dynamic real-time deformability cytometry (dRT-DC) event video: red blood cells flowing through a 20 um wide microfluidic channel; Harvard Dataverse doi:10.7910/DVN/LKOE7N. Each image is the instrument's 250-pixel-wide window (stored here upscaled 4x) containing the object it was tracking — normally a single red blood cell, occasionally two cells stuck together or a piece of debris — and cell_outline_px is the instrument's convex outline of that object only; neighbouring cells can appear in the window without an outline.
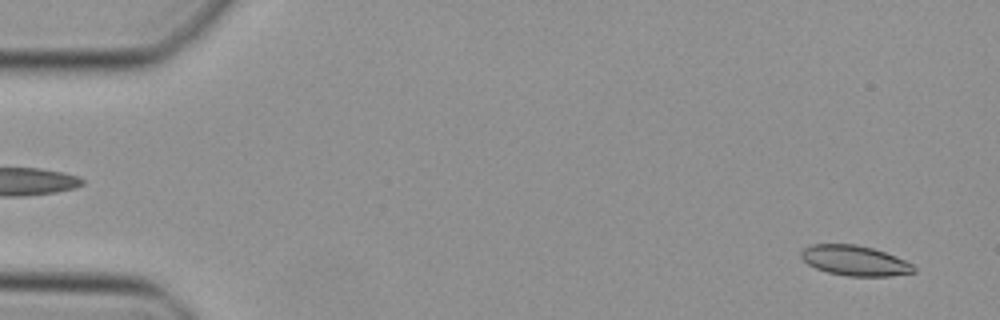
{"species": "Egyptian fruit bat (a non-hibernating species)", "species_latin": "Rousettus aegyptiacus", "temperature_condition": "cold", "stored_images_in_passage": 47, "camera_frame_rate_fps": 3000, "um_per_image_px": 0.085, "animal": {"sex": "female"}, "frame": {"image": 1, "passage_image": 2, "time_ms": 0.333, "image_size_px": [1000, 320], "cell_outline_px": [[916, 272], [892, 276], [848, 276], [828, 272], [816, 268], [808, 264], [800, 256], [800, 252], [804, 248], [812, 244], [856, 244], [872, 248], [896, 256], [912, 264], [916, 268]], "centroid_in_image_um": [72.66, 22.15], "position_along_channel_um": 12.3, "area_um2": 19.77}}
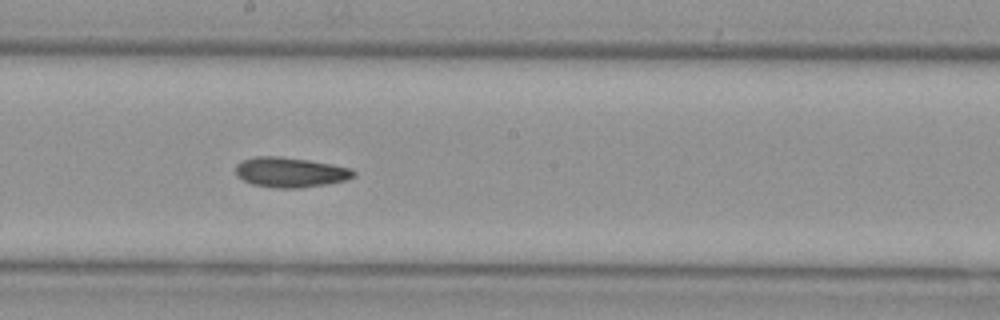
{"frame": {"image": 2, "passage_image": 26, "time_ms": 8.333, "image_size_px": [1000, 320], "cell_outline_px": [[356, 176], [344, 180], [328, 184], [300, 188], [276, 188], [252, 184], [236, 176], [236, 164], [244, 160], [256, 156], [280, 156], [308, 160], [332, 164], [352, 168], [356, 172]], "centroid_in_image_um": [24.69, 14.64], "position_along_channel_um": 223.5, "area_um2": 20.69}}
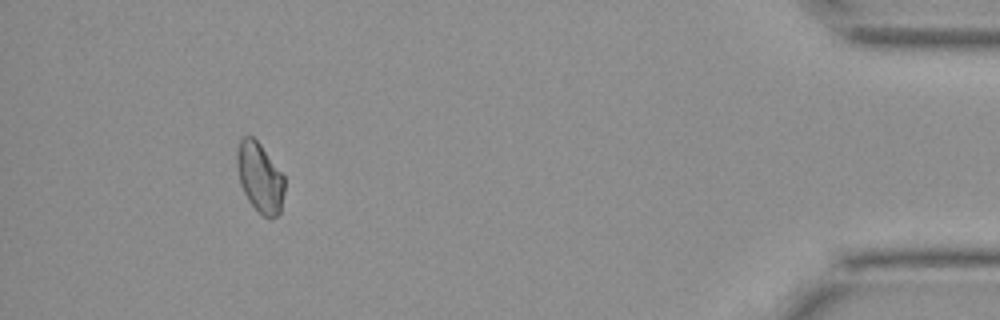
{"frame": {"image": 3, "passage_image": 44, "time_ms": 14.333, "image_size_px": [1000, 320], "cell_outline_px": [[284, 192], [280, 212], [272, 220], [268, 220], [248, 200], [240, 184], [236, 164], [236, 152], [240, 140], [244, 136], [252, 136], [260, 144], [284, 176]], "centroid_in_image_um": [22.08, 15.1], "position_along_channel_um": 413.1, "area_um2": 19.25}}